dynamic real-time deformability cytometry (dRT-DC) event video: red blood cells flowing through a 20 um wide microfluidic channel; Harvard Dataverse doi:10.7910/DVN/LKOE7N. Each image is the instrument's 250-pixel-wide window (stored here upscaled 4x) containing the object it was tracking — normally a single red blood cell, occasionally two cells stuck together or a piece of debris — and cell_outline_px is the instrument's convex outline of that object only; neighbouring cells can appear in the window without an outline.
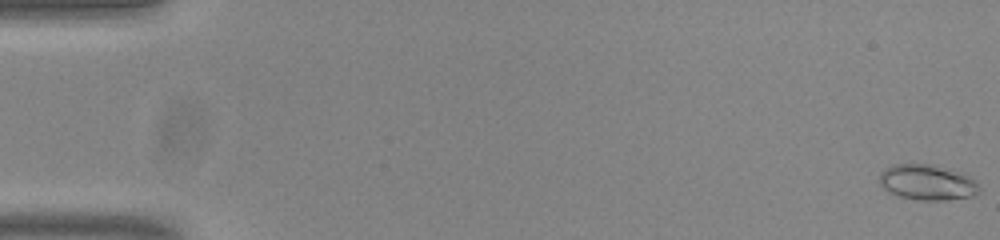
{"species": "common noctule bat (a hibernating species)", "species_latin": "Nyctalus noctula", "temperature_condition": "room temperature", "stored_images_in_passage": 54, "camera_frame_rate_fps": 3000, "um_per_image_px": 0.085, "animal": {"sex": "male", "body_mass_g": 20.0, "forearm_length_mm": 53.3}, "frame": {"image": 1, "passage_image": 1, "time_ms": 0.0, "image_size_px": [1000, 240], "cell_outline_px": [[980, 192], [972, 196], [948, 200], [916, 200], [900, 196], [888, 192], [880, 184], [880, 172], [884, 168], [892, 164], [932, 164], [964, 172], [980, 188]], "centroid_in_image_um": [78.81, 15.49], "position_along_channel_um": 6.2, "area_um2": 20.81}}
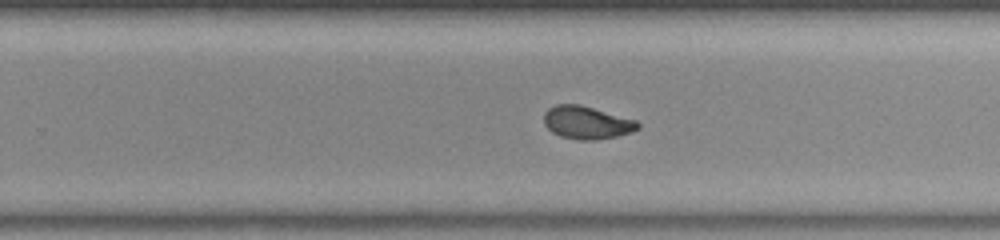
{"frame": {"image": 2, "passage_image": 35, "time_ms": 11.333, "image_size_px": [1000, 240], "cell_outline_px": [[640, 128], [632, 132], [616, 136], [596, 140], [580, 140], [560, 136], [552, 132], [544, 124], [544, 112], [548, 108], [556, 104], [580, 104], [636, 120], [640, 124]], "centroid_in_image_um": [49.87, 10.41], "position_along_channel_um": 279.9, "area_um2": 18.03}}
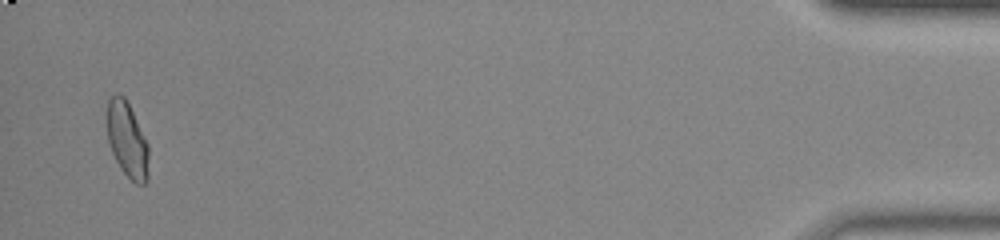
{"frame": {"image": 3, "passage_image": 53, "time_ms": 17.333, "image_size_px": [1000, 240], "cell_outline_px": [[148, 180], [144, 184], [136, 184], [120, 168], [112, 152], [108, 140], [104, 116], [108, 100], [116, 92], [120, 92], [124, 96], [148, 144]], "centroid_in_image_um": [10.77, 11.84], "position_along_channel_um": 424.4, "area_um2": 18.55}, "authors_computed_cell_mechanics": {"area_um2": 18.1781, "velocity_mm_per_s": 3.8281, "shape_relaxation_time_tau1_ms": 7.1576, "shape_relaxation_time_tau2_ms": 1.2336, "deformation_change_tau1": 0.1811, "deformation_change_tau2": 0.059}}